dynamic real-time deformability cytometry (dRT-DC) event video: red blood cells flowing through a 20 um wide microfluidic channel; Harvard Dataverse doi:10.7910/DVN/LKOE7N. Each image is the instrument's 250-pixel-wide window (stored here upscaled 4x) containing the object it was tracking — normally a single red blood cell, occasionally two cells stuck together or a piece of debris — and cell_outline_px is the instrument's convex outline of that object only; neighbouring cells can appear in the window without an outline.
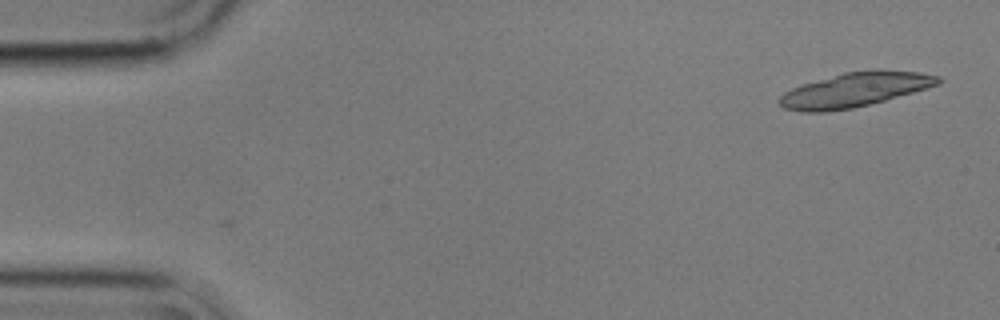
{"species": "common noctule bat (a hibernating species)", "species_latin": "Nyctalus noctula", "temperature_condition": "cold", "stored_images_in_passage": 2, "camera_frame_rate_fps": 3000, "um_per_image_px": 0.085, "animal": {"sex": "male", "body_mass_g": 17.9}, "frame": {"image": 1, "passage_image": 2, "time_ms": 0.333, "image_size_px": [1000, 320], "cell_outline_px": [[944, 80], [940, 84], [928, 88], [884, 100], [852, 108], [824, 112], [804, 112], [784, 108], [776, 100], [784, 92], [792, 88], [804, 84], [844, 72], [872, 68], [920, 72], [940, 76]], "centroid_in_image_um": [72.7, 7.61], "position_along_channel_um": 12.3, "area_um2": 31.96}}